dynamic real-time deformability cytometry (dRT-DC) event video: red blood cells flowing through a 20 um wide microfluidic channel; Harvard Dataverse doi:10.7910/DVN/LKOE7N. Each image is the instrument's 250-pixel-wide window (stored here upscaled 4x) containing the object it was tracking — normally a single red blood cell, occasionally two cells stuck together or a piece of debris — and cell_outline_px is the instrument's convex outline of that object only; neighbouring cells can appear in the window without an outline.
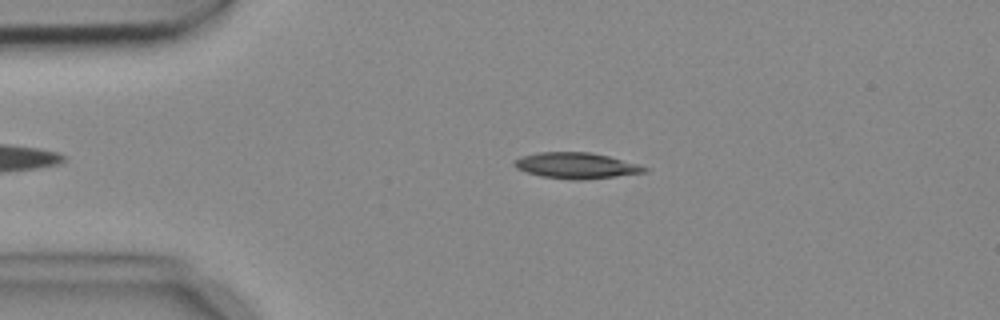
{"species": "common noctule bat (a hibernating species)", "species_latin": "Nyctalus noctula", "temperature_condition": "cold", "stored_images_in_passage": 4, "camera_frame_rate_fps": 3000, "um_per_image_px": 0.085, "animal": {"sex": "female", "body_mass_g": 18.4}, "frame": {"image": 1, "passage_image": 2, "time_ms": 0.333, "image_size_px": [1000, 320], "cell_outline_px": [[648, 168], [644, 172], [580, 180], [540, 176], [516, 168], [512, 164], [516, 160], [524, 156], [540, 152], [588, 152], [608, 156], [636, 164]], "centroid_in_image_um": [48.93, 14.07], "position_along_channel_um": 36.1, "area_um2": 19.02}}
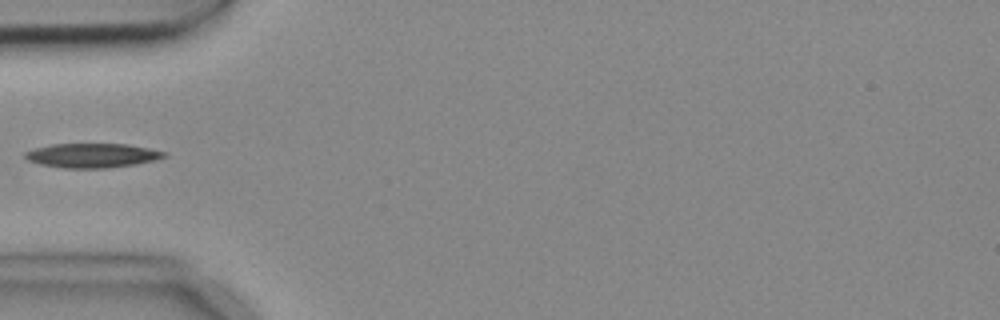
{"frame": {"image": 2, "passage_image": 3, "time_ms": 0.667, "image_size_px": [1000, 320], "cell_outline_px": [[164, 156], [152, 160], [132, 164], [104, 168], [64, 168], [40, 164], [28, 160], [24, 156], [24, 152], [36, 148], [52, 144], [128, 144], [164, 152]], "centroid_in_image_um": [7.74, 13.21], "position_along_channel_um": 77.3, "area_um2": 19.19}}